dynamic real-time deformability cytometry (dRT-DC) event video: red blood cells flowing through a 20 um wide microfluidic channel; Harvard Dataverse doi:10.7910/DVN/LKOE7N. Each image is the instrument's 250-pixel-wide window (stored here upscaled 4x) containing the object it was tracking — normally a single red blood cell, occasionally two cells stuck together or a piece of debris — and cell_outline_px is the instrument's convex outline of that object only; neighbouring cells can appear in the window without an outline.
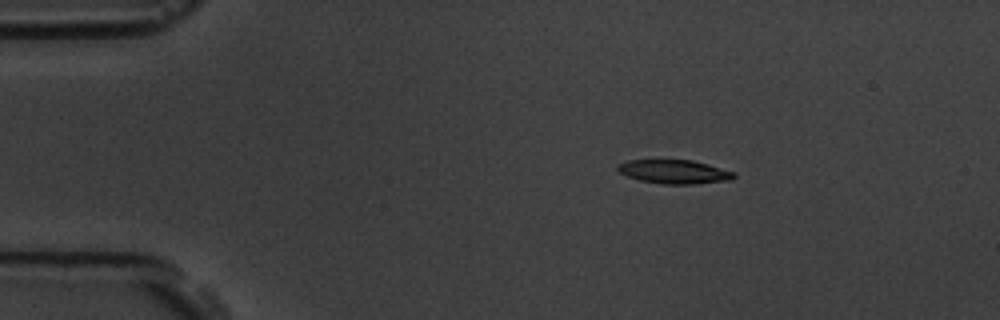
{"species": "common noctule bat (a hibernating species)", "species_latin": "Nyctalus noctula", "temperature_condition": "room temperature", "stored_images_in_passage": 3, "camera_frame_rate_fps": 3000, "um_per_image_px": 0.085, "animal": {"sex": "male", "body_mass_g": 19.5, "forearm_length_mm": 54.6}, "frame": {"image": 1, "passage_image": 1, "time_ms": 0.0, "image_size_px": [1000, 320], "cell_outline_px": [[736, 176], [732, 180], [696, 184], [660, 184], [640, 180], [628, 176], [620, 172], [616, 168], [616, 164], [628, 160], [692, 160], [708, 164], [736, 172]], "centroid_in_image_um": [57.34, 14.6], "position_along_channel_um": 27.7, "area_um2": 16.3}}